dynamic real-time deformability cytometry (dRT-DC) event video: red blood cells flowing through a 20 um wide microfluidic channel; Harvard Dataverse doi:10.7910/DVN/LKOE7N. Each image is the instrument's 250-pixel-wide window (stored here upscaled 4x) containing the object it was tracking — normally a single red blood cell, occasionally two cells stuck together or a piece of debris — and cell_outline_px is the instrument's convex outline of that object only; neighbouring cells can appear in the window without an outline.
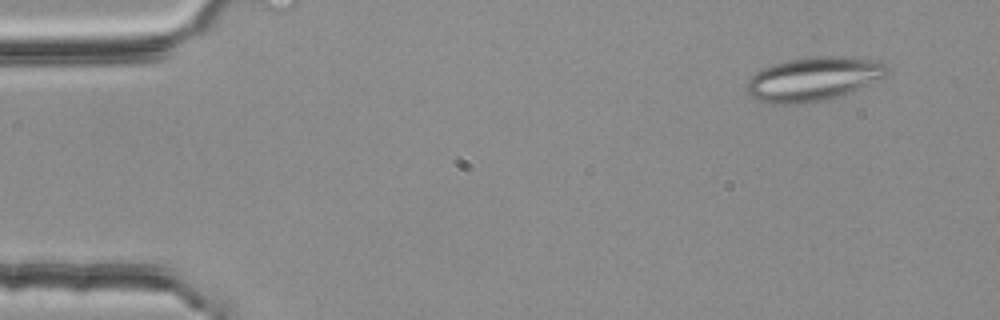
{"species": "common noctule bat (a hibernating species)", "species_latin": "Nyctalus noctula", "temperature_condition": "room temperature", "stored_images_in_passage": 3, "camera_frame_rate_fps": 3000, "um_per_image_px": 0.085, "animal": {"sex": "female", "body_mass_g": 25.1}, "frame": {"image": 1, "passage_image": 1, "time_ms": 0.0, "image_size_px": [1000, 320], "cell_outline_px": [[888, 76], [848, 92], [824, 100], [796, 104], [768, 104], [756, 100], [744, 88], [744, 84], [756, 72], [764, 68], [788, 60], [812, 56], [840, 56], [884, 60], [888, 68]], "centroid_in_image_um": [69.15, 6.7], "position_along_channel_um": 15.9, "area_um2": 36.01}}